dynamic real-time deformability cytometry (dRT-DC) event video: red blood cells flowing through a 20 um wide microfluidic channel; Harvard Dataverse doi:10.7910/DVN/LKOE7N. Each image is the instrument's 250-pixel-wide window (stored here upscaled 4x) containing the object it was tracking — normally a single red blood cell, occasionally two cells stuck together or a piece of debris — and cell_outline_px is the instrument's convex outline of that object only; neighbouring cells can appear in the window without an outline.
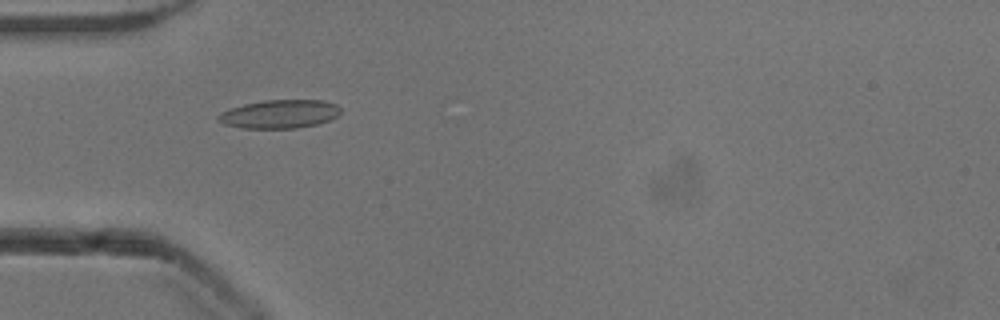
{"species": "common noctule bat (a hibernating species)", "species_latin": "Nyctalus noctula", "temperature_condition": "cold", "stored_images_in_passage": 37, "camera_frame_rate_fps": 3000, "um_per_image_px": 0.085, "animal": {"sex": "male", "body_mass_g": 13.3}, "frame": {"image": 1, "passage_image": 1, "time_ms": 0.0, "image_size_px": [1000, 320], "cell_outline_px": [[340, 112], [336, 116], [328, 120], [316, 124], [296, 128], [244, 128], [224, 124], [216, 120], [216, 116], [220, 112], [228, 108], [244, 104], [264, 100], [324, 100], [336, 104], [340, 108]], "centroid_in_image_um": [23.71, 9.68], "position_along_channel_um": 61.3, "area_um2": 20.35}}
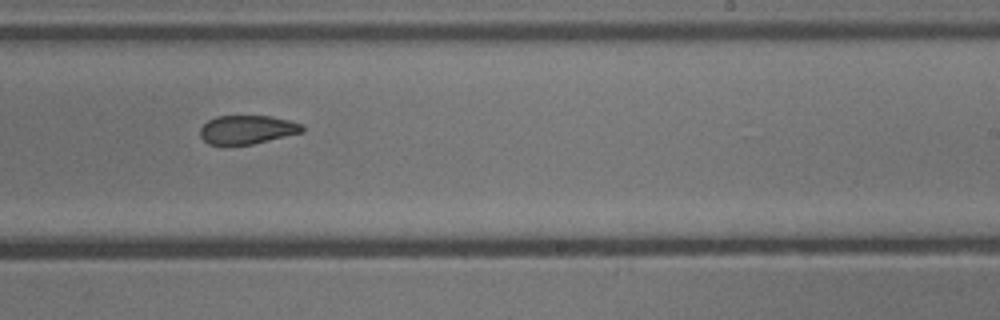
{"frame": {"image": 2, "passage_image": 17, "time_ms": 5.333, "image_size_px": [1000, 320], "cell_outline_px": [[304, 132], [252, 144], [208, 144], [200, 136], [200, 128], [208, 120], [216, 116], [272, 116], [288, 120], [300, 124], [304, 128]], "centroid_in_image_um": [21.0, 11.01], "position_along_channel_um": 268.0, "area_um2": 16.94}}
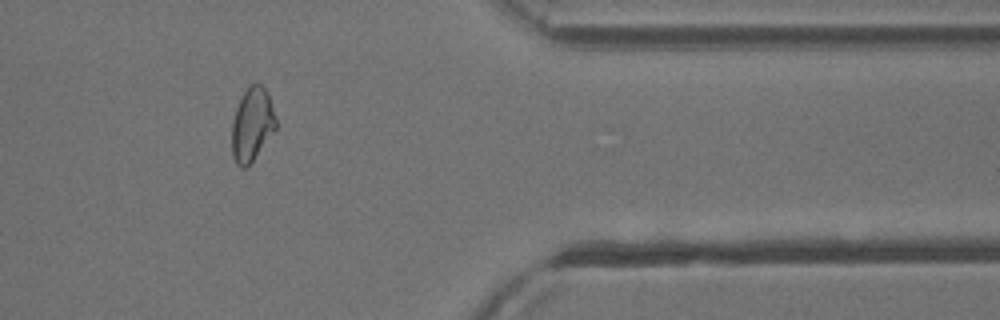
{"frame": {"image": 3, "passage_image": 28, "time_ms": 9.0, "image_size_px": [1000, 320], "cell_outline_px": [[276, 128], [248, 168], [240, 168], [236, 164], [232, 156], [232, 120], [236, 108], [244, 92], [252, 84], [260, 84], [268, 92], [276, 116]], "centroid_in_image_um": [21.42, 10.62], "position_along_channel_um": 390.0, "area_um2": 18.96}, "authors_computed_cell_mechanics": {"area_um2": 18.785, "velocity_mm_per_s": 3.9065, "shape_relaxation_time_tau1_ms": 8.2064, "shape_relaxation_time_tau2_ms": 2.9581, "deformation_change_tau1": 0.1817, "deformation_change_tau2": 0.0875}}